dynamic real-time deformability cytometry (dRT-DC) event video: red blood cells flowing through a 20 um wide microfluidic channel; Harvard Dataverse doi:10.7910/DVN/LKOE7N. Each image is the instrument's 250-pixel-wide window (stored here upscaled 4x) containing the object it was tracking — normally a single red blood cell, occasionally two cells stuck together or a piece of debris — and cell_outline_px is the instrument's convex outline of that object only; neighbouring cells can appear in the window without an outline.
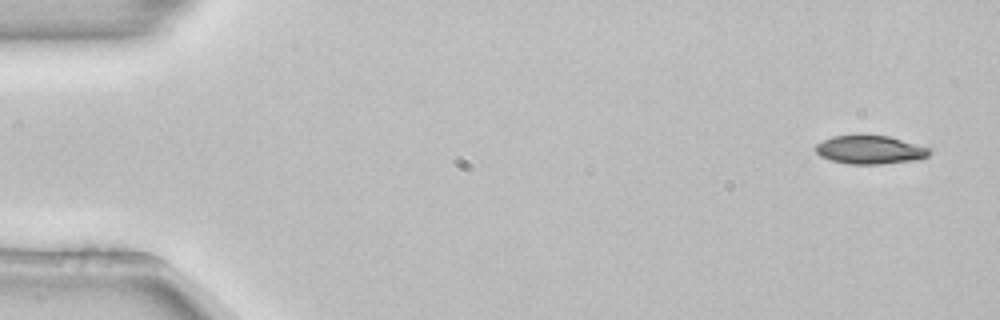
{"species": "common noctule bat (a hibernating species)", "species_latin": "Nyctalus noctula", "temperature_condition": "room temperature", "stored_images_in_passage": 5, "camera_frame_rate_fps": 3000, "um_per_image_px": 0.085, "animal": {"sex": "female", "body_mass_g": 22.7, "forearm_length_mm": 54.2}, "frame": {"image": 1, "passage_image": 1, "time_ms": 0.0, "image_size_px": [1000, 320], "cell_outline_px": [[932, 152], [928, 156], [912, 160], [880, 164], [848, 164], [832, 160], [820, 156], [816, 152], [816, 144], [832, 136], [860, 132], [864, 132], [888, 136], [932, 148]], "centroid_in_image_um": [73.94, 12.68], "position_along_channel_um": 11.1, "area_um2": 19.48}}
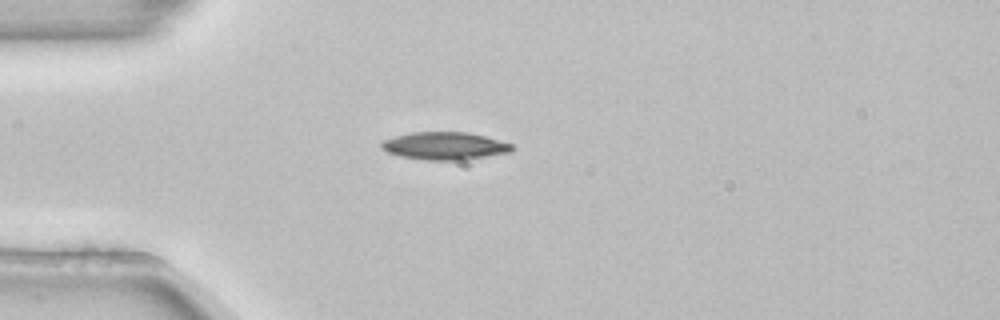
{"frame": {"image": 2, "passage_image": 4, "time_ms": 1.0, "image_size_px": [1000, 320], "cell_outline_px": [[516, 148], [512, 152], [464, 160], [428, 160], [400, 156], [388, 152], [380, 148], [380, 144], [384, 140], [396, 136], [412, 132], [468, 132], [484, 136], [512, 144]], "centroid_in_image_um": [37.83, 12.4], "position_along_channel_um": 47.2, "area_um2": 21.04}}